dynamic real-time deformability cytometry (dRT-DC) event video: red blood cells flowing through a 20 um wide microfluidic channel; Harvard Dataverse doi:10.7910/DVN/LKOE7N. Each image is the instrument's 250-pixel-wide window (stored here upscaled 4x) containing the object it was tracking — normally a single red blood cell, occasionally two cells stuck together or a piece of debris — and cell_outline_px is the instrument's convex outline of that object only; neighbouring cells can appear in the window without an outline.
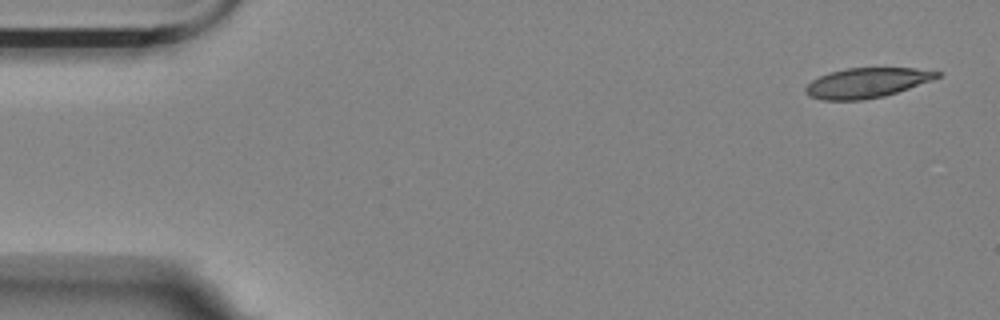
{"species": "Egyptian fruit bat (a non-hibernating species)", "species_latin": "Rousettus aegyptiacus", "temperature_condition": "room temperature", "stored_images_in_passage": 6, "camera_frame_rate_fps": 3000, "um_per_image_px": 0.085, "animal": {"sex": "female"}, "frame": {"image": 1, "passage_image": 1, "time_ms": 0.0, "image_size_px": [1000, 320], "cell_outline_px": [[940, 76], [932, 80], [884, 96], [864, 100], [820, 100], [808, 96], [804, 92], [804, 88], [812, 80], [828, 72], [844, 68], [916, 68], [940, 72]], "centroid_in_image_um": [73.62, 7.04], "position_along_channel_um": 11.4, "area_um2": 22.95}}
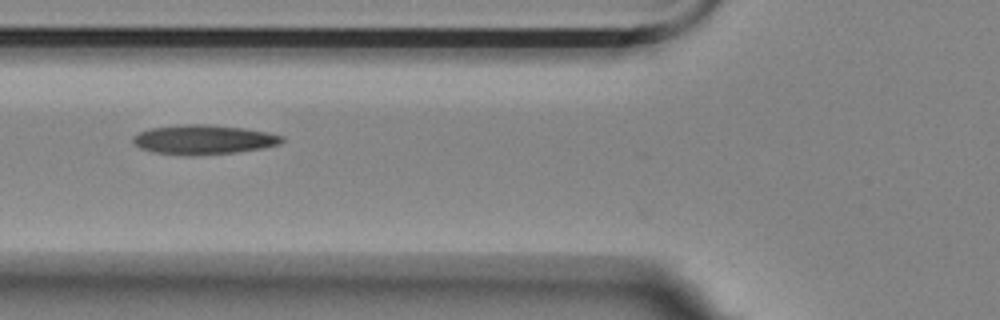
{"frame": {"image": 2, "passage_image": 4, "time_ms": 1.0, "image_size_px": [1000, 320], "cell_outline_px": [[284, 140], [280, 144], [264, 148], [236, 152], [192, 156], [188, 156], [152, 152], [140, 148], [132, 140], [132, 136], [148, 128], [184, 124], [208, 124], [244, 128], [268, 132], [284, 136]], "centroid_in_image_um": [17.3, 11.87], "position_along_channel_um": 108.5, "area_um2": 25.84}}
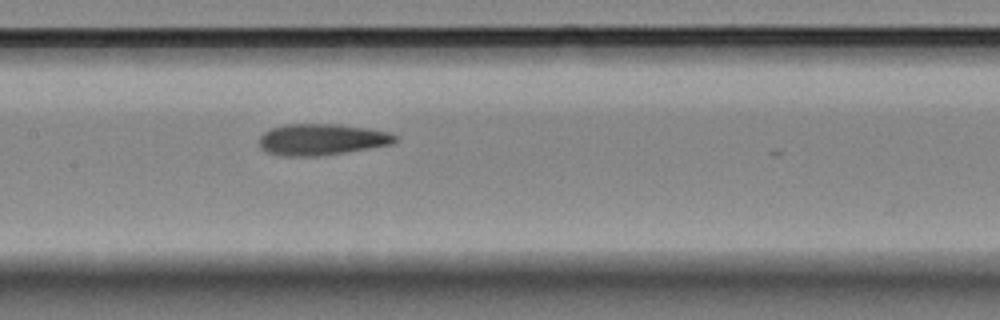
{"frame": {"image": 3, "passage_image": 6, "time_ms": 1.667, "image_size_px": [1000, 320], "cell_outline_px": [[396, 140], [392, 144], [344, 152], [316, 156], [280, 156], [268, 152], [260, 148], [260, 136], [264, 132], [272, 128], [284, 124], [340, 124], [368, 128], [392, 132], [396, 136]], "centroid_in_image_um": [27.34, 11.84], "position_along_channel_um": 180.1, "area_um2": 24.8}}